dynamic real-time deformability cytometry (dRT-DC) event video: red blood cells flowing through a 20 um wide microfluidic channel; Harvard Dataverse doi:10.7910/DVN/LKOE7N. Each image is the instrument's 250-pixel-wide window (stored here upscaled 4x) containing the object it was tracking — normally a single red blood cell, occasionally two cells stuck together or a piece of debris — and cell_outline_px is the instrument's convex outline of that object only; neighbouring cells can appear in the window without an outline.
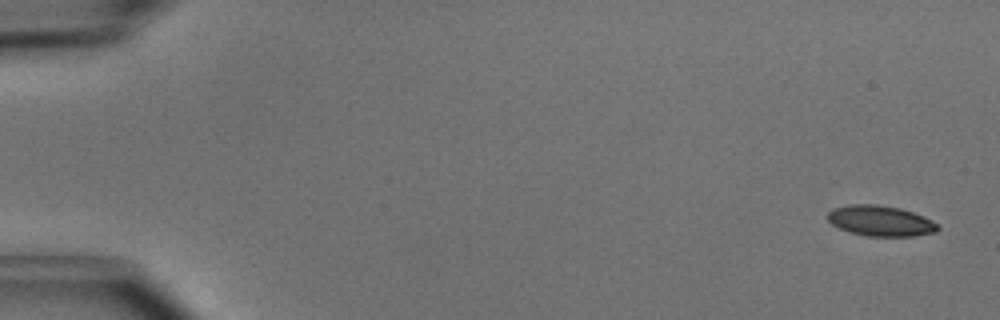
{"species": "common noctule bat (a hibernating species)", "species_latin": "Nyctalus noctula", "temperature_condition": "cold", "stored_images_in_passage": 7, "camera_frame_rate_fps": 3000, "um_per_image_px": 0.085, "animal": {"sex": "male", "body_mass_g": 15.6}, "frame": {"image": 1, "passage_image": 1, "time_ms": 0.0, "image_size_px": [1000, 320], "cell_outline_px": [[940, 228], [936, 232], [912, 236], [868, 236], [848, 232], [832, 224], [828, 220], [828, 212], [832, 208], [848, 204], [876, 204], [900, 208], [924, 216], [936, 224]], "centroid_in_image_um": [74.81, 18.76], "position_along_channel_um": 10.2, "area_um2": 19.59}}